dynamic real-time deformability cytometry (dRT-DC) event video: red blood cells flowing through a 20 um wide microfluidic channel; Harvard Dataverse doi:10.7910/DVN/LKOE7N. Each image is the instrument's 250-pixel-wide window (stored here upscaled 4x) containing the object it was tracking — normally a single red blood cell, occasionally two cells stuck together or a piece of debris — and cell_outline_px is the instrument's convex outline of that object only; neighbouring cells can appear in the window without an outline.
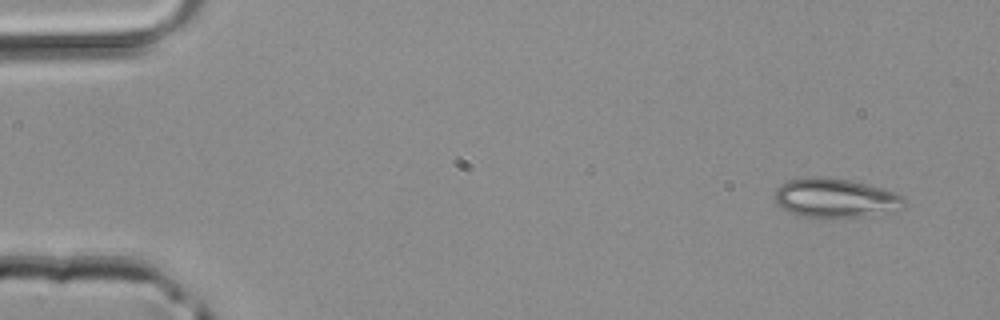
{"species": "common noctule bat (a hibernating species)", "species_latin": "Nyctalus noctula", "temperature_condition": "room temperature", "stored_images_in_passage": 4, "camera_frame_rate_fps": 3000, "um_per_image_px": 0.085, "animal": {"sex": "male", "body_mass_g": 20.4}, "frame": {"image": 1, "passage_image": 1, "time_ms": 0.0, "image_size_px": [1000, 320], "cell_outline_px": [[908, 204], [904, 208], [860, 216], [804, 216], [788, 212], [776, 200], [776, 188], [788, 180], [804, 176], [820, 176], [848, 180], [896, 192], [904, 196], [908, 200]], "centroid_in_image_um": [71.04, 16.8], "position_along_channel_um": 14.0, "area_um2": 29.02}}